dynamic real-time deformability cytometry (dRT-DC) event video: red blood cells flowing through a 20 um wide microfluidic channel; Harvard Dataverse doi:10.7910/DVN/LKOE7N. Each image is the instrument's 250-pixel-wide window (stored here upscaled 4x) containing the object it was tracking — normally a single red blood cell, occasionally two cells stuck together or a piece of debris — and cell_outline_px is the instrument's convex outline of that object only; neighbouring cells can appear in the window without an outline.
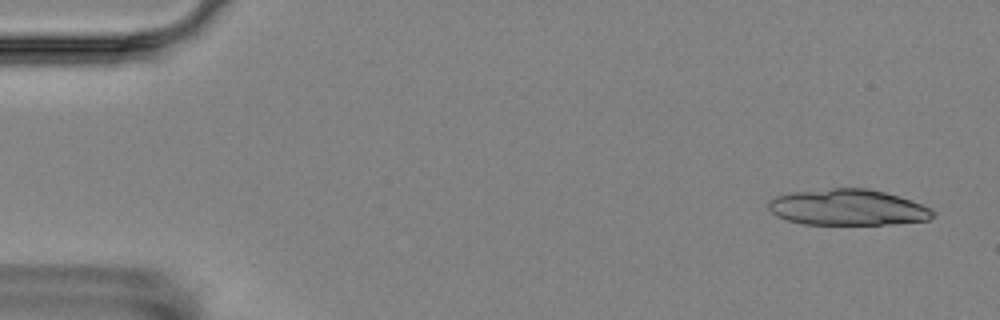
{"species": "Egyptian fruit bat (a non-hibernating species)", "species_latin": "Rousettus aegyptiacus", "temperature_condition": "room temperature", "stored_images_in_passage": 5, "camera_frame_rate_fps": 3000, "um_per_image_px": 0.085, "animal": {"sex": "female"}, "frame": {"image": 1, "passage_image": 1, "time_ms": 0.0, "image_size_px": [1000, 320], "cell_outline_px": [[936, 216], [928, 220], [892, 224], [804, 224], [784, 220], [776, 216], [768, 208], [768, 200], [776, 196], [792, 192], [832, 188], [864, 188], [884, 192], [932, 208], [936, 212]], "centroid_in_image_um": [72.04, 17.64], "position_along_channel_um": 13.0, "area_um2": 34.56}}